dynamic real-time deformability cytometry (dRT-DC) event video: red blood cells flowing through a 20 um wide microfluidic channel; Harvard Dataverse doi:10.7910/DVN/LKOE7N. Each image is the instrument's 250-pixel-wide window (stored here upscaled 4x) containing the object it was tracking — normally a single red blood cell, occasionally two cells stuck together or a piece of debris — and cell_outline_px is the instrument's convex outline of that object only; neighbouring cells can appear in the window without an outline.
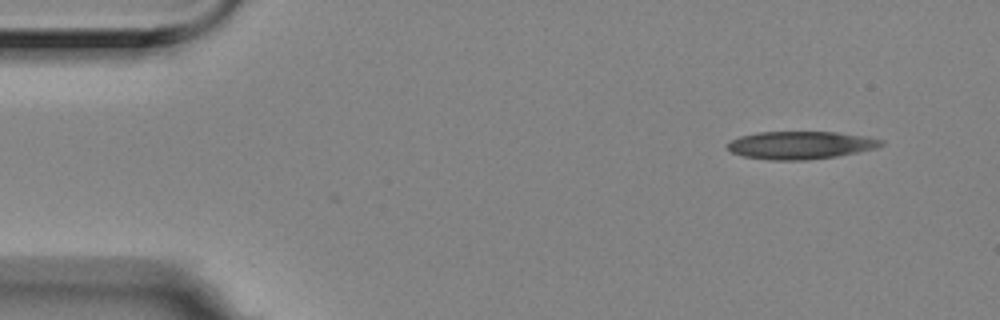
{"species": "Egyptian fruit bat (a non-hibernating species)", "species_latin": "Rousettus aegyptiacus", "temperature_condition": "room temperature", "stored_images_in_passage": 5, "segment_of_instrument_passage": [1, 2], "camera_frame_rate_fps": 3000, "um_per_image_px": 0.085, "animal": {"sex": "female"}, "frame": {"image": 1, "passage_image": 1, "time_ms": 0.0, "image_size_px": [1000, 320], "cell_outline_px": [[884, 144], [880, 148], [836, 156], [808, 160], [772, 160], [744, 156], [732, 152], [728, 148], [728, 144], [732, 140], [740, 136], [756, 132], [836, 132], [868, 136], [884, 140]], "centroid_in_image_um": [68.12, 12.33], "position_along_channel_um": 16.9, "area_um2": 24.97}}
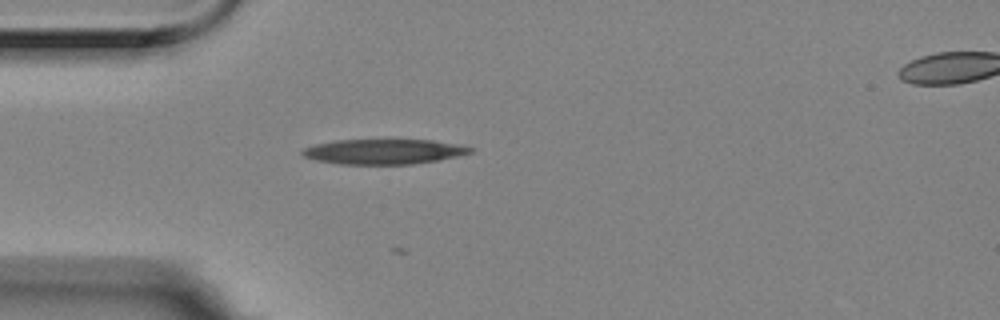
{"frame": {"image": 2, "passage_image": 4, "time_ms": 1.0, "image_size_px": [1000, 320], "cell_outline_px": [[476, 148], [472, 152], [456, 156], [436, 160], [412, 164], [340, 164], [316, 160], [304, 156], [300, 152], [304, 148], [316, 144], [336, 140], [388, 136], [432, 140]], "centroid_in_image_um": [32.61, 12.82], "position_along_channel_um": 52.4, "area_um2": 25.61}}